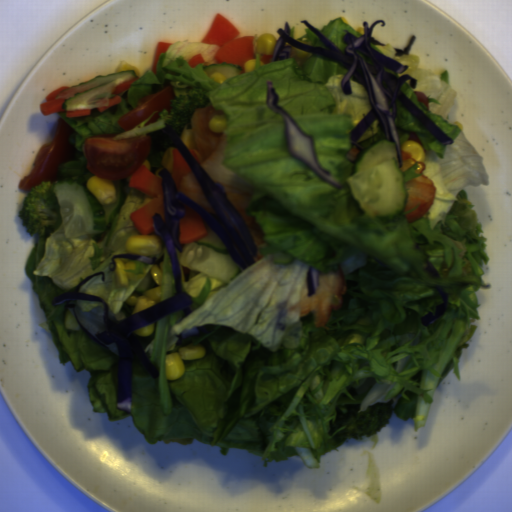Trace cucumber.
I'll return each mask as SVG.
<instances>
[{"mask_svg":"<svg viewBox=\"0 0 512 512\" xmlns=\"http://www.w3.org/2000/svg\"><path fill=\"white\" fill-rule=\"evenodd\" d=\"M136 76L133 69L96 75L87 81L66 87L56 93L55 98L65 99L62 102L65 110L105 108L108 106L114 88Z\"/></svg>","mask_w":512,"mask_h":512,"instance_id":"3","label":"cucumber"},{"mask_svg":"<svg viewBox=\"0 0 512 512\" xmlns=\"http://www.w3.org/2000/svg\"><path fill=\"white\" fill-rule=\"evenodd\" d=\"M362 217L393 222L404 211L408 192L394 141L387 137L360 149L353 174L345 179Z\"/></svg>","mask_w":512,"mask_h":512,"instance_id":"1","label":"cucumber"},{"mask_svg":"<svg viewBox=\"0 0 512 512\" xmlns=\"http://www.w3.org/2000/svg\"><path fill=\"white\" fill-rule=\"evenodd\" d=\"M116 188V200L102 204L87 188L81 177L62 179L53 186L59 219L67 238L102 240L109 232L124 199V192Z\"/></svg>","mask_w":512,"mask_h":512,"instance_id":"2","label":"cucumber"},{"mask_svg":"<svg viewBox=\"0 0 512 512\" xmlns=\"http://www.w3.org/2000/svg\"><path fill=\"white\" fill-rule=\"evenodd\" d=\"M205 70V73L207 75H211L212 73H222L227 78L238 76L240 74L241 68L240 66H237L235 64L230 63H220V64H213L203 67Z\"/></svg>","mask_w":512,"mask_h":512,"instance_id":"5","label":"cucumber"},{"mask_svg":"<svg viewBox=\"0 0 512 512\" xmlns=\"http://www.w3.org/2000/svg\"><path fill=\"white\" fill-rule=\"evenodd\" d=\"M180 265L201 272L226 283L232 282L240 272V266L229 250L194 241L182 246L178 254Z\"/></svg>","mask_w":512,"mask_h":512,"instance_id":"4","label":"cucumber"}]
</instances>
